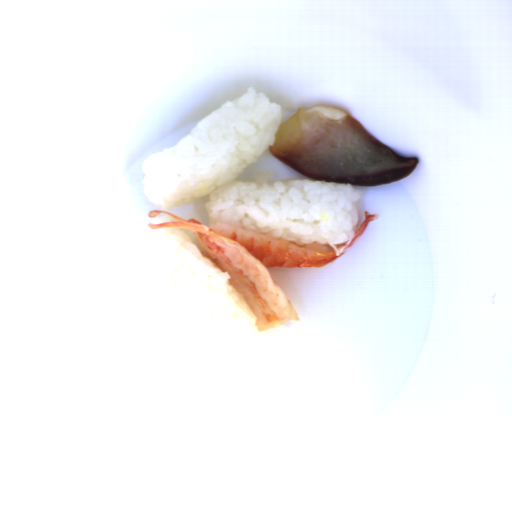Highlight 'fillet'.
Listing matches in <instances>:
<instances>
[{
	"mask_svg": "<svg viewBox=\"0 0 512 512\" xmlns=\"http://www.w3.org/2000/svg\"><path fill=\"white\" fill-rule=\"evenodd\" d=\"M268 150L311 179L358 187L401 180L419 164L418 157L398 155L351 115L329 105L299 108L279 125Z\"/></svg>",
	"mask_w": 512,
	"mask_h": 512,
	"instance_id": "25842a12",
	"label": "fillet"
}]
</instances>
